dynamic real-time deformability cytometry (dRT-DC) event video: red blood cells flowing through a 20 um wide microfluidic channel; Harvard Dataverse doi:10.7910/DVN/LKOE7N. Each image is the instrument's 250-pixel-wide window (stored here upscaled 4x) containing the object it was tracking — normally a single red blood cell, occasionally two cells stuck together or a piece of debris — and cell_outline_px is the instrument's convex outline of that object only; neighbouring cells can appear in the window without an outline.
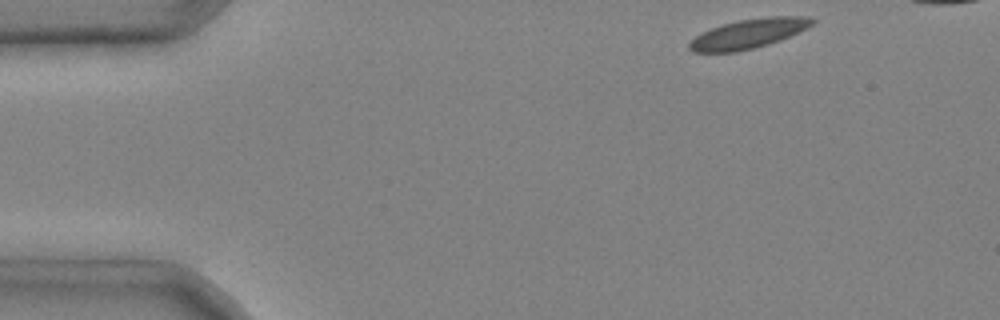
{"species": "common noctule bat (a hibernating species)", "species_latin": "Nyctalus noctula", "temperature_condition": "cold", "stored_images_in_passage": 3, "camera_frame_rate_fps": 3000, "um_per_image_px": 0.085, "animal": {"sex": "male", "body_mass_g": 20.4}, "frame": {"image": 1, "passage_image": 1, "time_ms": 0.0, "image_size_px": [1000, 320], "cell_outline_px": [[816, 20], [812, 24], [780, 40], [768, 44], [736, 52], [692, 52], [688, 48], [688, 44], [696, 36], [712, 28], [724, 24], [740, 20], [768, 16], [812, 16]], "centroid_in_image_um": [63.62, 2.86], "position_along_channel_um": 21.4, "area_um2": 20.69}}